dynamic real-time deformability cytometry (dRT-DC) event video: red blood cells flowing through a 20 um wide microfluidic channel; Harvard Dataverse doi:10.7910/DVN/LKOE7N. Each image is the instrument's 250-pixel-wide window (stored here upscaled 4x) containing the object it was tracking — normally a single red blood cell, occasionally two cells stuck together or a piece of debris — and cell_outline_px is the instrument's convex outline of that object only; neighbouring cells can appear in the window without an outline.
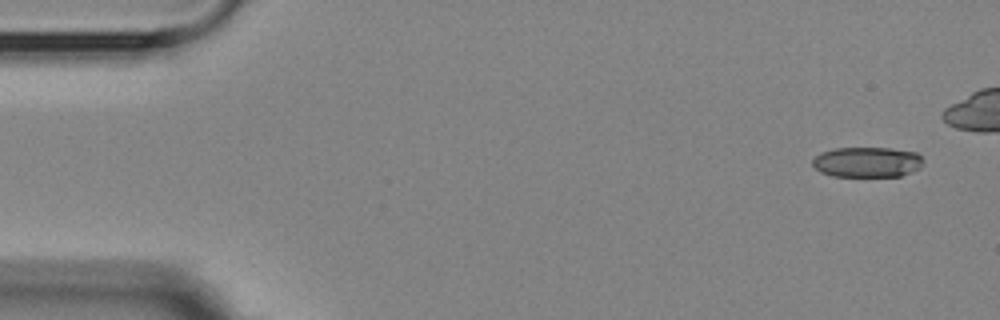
{"species": "Egyptian fruit bat (a non-hibernating species)", "species_latin": "Rousettus aegyptiacus", "temperature_condition": "room temperature", "stored_images_in_passage": 4, "camera_frame_rate_fps": 3000, "um_per_image_px": 0.085, "animal": {"sex": "female"}, "frame": {"image": 1, "passage_image": 1, "time_ms": 0.0, "image_size_px": [1000, 320], "cell_outline_px": [[924, 160], [920, 168], [912, 172], [900, 176], [832, 176], [820, 172], [812, 164], [812, 160], [820, 152], [836, 148], [888, 148], [916, 152]], "centroid_in_image_um": [73.71, 13.78], "position_along_channel_um": 11.3, "area_um2": 19.59}}